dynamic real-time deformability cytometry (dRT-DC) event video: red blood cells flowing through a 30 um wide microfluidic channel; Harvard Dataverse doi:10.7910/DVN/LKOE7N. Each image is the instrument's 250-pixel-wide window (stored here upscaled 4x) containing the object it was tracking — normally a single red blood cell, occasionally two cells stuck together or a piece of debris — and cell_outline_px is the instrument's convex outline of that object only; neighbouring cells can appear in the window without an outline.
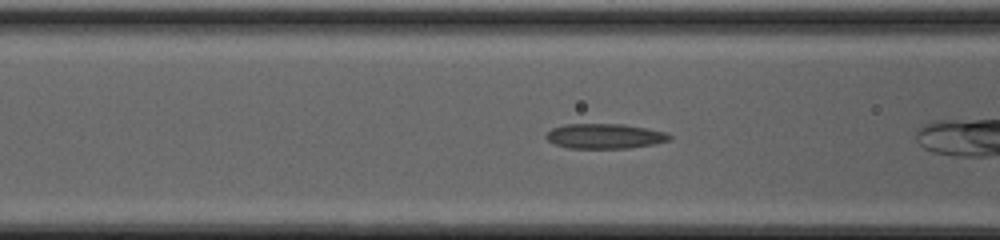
{"species": "common noctule bat (a hibernating species)", "species_latin": "Nyctalus noctula", "temperature_condition": "cold", "stored_images_in_passage": 33, "camera_frame_rate_fps": 3000, "um_per_image_px": 0.085, "animal": {"sex": "female", "body_mass_g": 20.0, "forearm_length_mm": 54.0}, "frame": {"image": 1, "passage_image": 4, "time_ms": 1.0, "image_size_px": [1000, 240], "cell_outline_px": [[672, 140], [652, 144], [628, 148], [568, 148], [556, 144], [548, 140], [544, 136], [552, 128], [564, 124], [624, 124], [664, 132], [672, 136]], "centroid_in_image_um": [51.39, 11.57], "position_along_channel_um": 115.2, "area_um2": 17.8}}
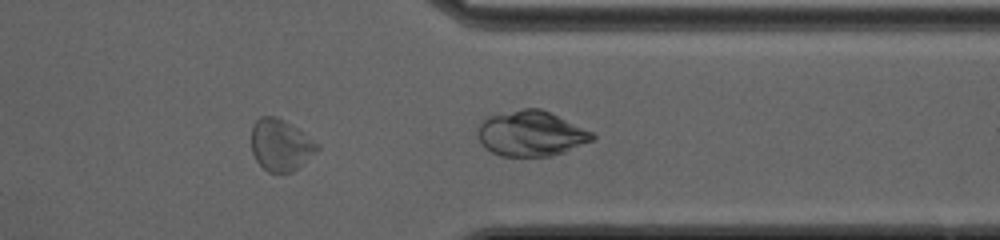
{"frame": {"image": 2, "passage_image": 24, "time_ms": 7.667, "image_size_px": [1000, 240], "cell_outline_px": [[320, 148], [316, 152], [292, 172], [268, 172], [256, 160], [252, 152], [252, 124], [260, 116], [276, 116], [284, 120], [320, 144]], "centroid_in_image_um": [23.84, 12.31], "position_along_channel_um": 387.6, "area_um2": 19.65}}
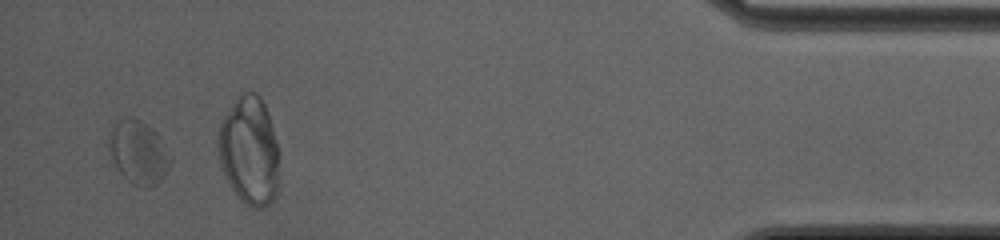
{"frame": {"image": 3, "passage_image": 31, "time_ms": 10.0, "image_size_px": [1000, 240], "cell_outline_px": [[172, 160], [160, 180], [156, 184], [148, 188], [144, 188], [132, 184], [120, 172], [112, 160], [108, 136], [108, 132], [112, 124], [120, 120], [140, 120], [152, 128], [156, 132], [172, 156]], "centroid_in_image_um": [11.77, 12.96], "position_along_channel_um": 423.4, "area_um2": 22.37}, "authors_computed_cell_mechanics": {"area_um2": 17.8024, "velocity_mm_per_s": 4.2021, "shape_relaxation_time_tau1_ms": 5.2684, "shape_relaxation_time_tau2_ms": 1.5386, "deformation_change_tau1": 0.1165, "deformation_change_tau2": 0.0866}}